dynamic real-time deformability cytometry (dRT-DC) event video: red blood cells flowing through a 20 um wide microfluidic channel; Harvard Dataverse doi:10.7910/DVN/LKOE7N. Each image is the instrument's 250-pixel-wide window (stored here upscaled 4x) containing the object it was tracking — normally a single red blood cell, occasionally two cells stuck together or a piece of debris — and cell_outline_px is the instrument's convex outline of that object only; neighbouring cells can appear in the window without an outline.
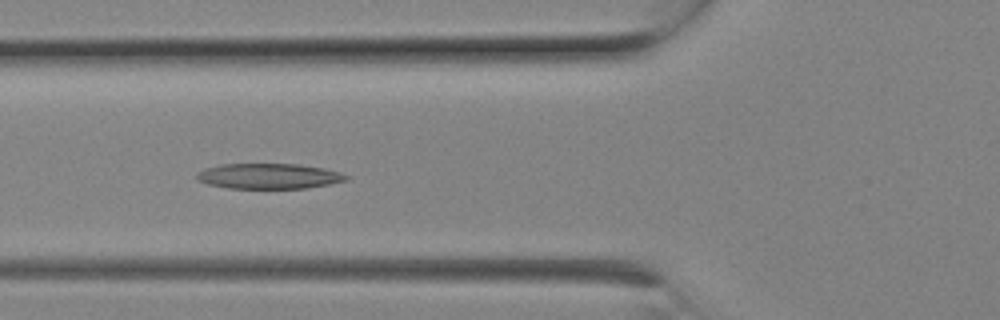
{"species": "Egyptian fruit bat (a non-hibernating species)", "species_latin": "Rousettus aegyptiacus", "temperature_condition": "room temperature", "stored_images_in_passage": 8, "camera_frame_rate_fps": 3000, "um_per_image_px": 0.085, "animal": {"sex": "female"}, "frame": {"image": 1, "passage_image": 7, "time_ms": 2.0, "image_size_px": [1000, 320], "cell_outline_px": [[352, 176], [348, 180], [328, 184], [304, 188], [228, 188], [208, 184], [196, 180], [196, 176], [204, 168], [220, 164], [300, 164], [324, 168], [340, 172]], "centroid_in_image_um": [22.87, 14.96], "position_along_channel_um": 102.9, "area_um2": 22.14}}
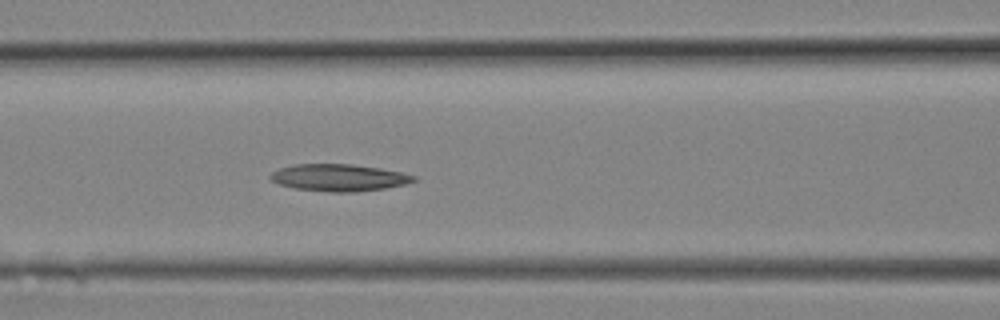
{"frame": {"image": 2, "passage_image": 8, "time_ms": 2.333, "image_size_px": [1000, 320], "cell_outline_px": [[416, 180], [404, 184], [384, 188], [356, 192], [332, 192], [296, 188], [280, 184], [272, 180], [268, 176], [272, 172], [280, 168], [292, 164], [352, 164], [380, 168], [400, 172], [416, 176]], "centroid_in_image_um": [28.79, 15.09], "position_along_channel_um": 137.8, "area_um2": 22.37}}